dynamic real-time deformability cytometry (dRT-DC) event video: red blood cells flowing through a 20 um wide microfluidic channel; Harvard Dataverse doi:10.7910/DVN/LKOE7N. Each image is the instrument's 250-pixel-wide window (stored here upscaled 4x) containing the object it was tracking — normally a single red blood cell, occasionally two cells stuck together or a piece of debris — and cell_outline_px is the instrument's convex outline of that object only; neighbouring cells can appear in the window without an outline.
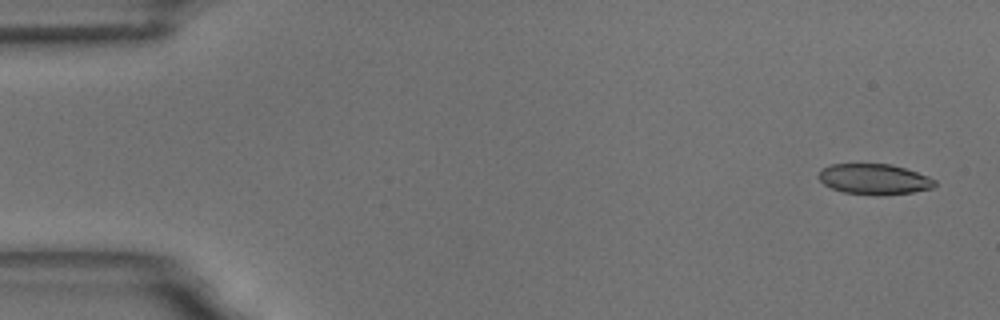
{"species": "common noctule bat (a hibernating species)", "species_latin": "Nyctalus noctula", "temperature_condition": "room temperature", "stored_images_in_passage": 6, "camera_frame_rate_fps": 3000, "um_per_image_px": 0.085, "animal": {"sex": "male", "body_mass_g": 18.8}, "frame": {"image": 1, "passage_image": 1, "time_ms": 0.0, "image_size_px": [1000, 320], "cell_outline_px": [[936, 184], [932, 188], [912, 192], [880, 196], [876, 196], [844, 192], [832, 188], [824, 184], [820, 180], [820, 172], [824, 168], [832, 164], [892, 164], [928, 176], [936, 180]], "centroid_in_image_um": [74.34, 15.24], "position_along_channel_um": 10.7, "area_um2": 20.58}}